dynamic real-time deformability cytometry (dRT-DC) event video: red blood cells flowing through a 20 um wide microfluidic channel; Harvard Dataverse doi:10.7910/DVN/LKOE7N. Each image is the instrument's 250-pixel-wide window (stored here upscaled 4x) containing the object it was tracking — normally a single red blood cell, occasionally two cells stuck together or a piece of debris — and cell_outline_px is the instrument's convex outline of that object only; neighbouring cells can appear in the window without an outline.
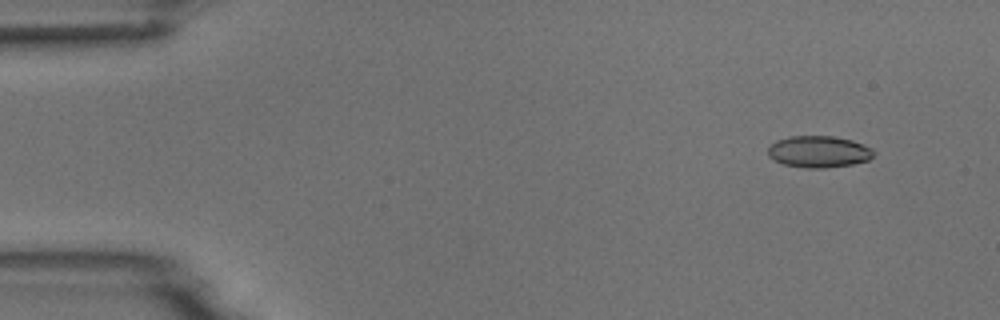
{"species": "common noctule bat (a hibernating species)", "species_latin": "Nyctalus noctula", "temperature_condition": "room temperature", "stored_images_in_passage": 4, "camera_frame_rate_fps": 3000, "um_per_image_px": 0.085, "animal": {"sex": "male", "body_mass_g": 18.8}, "frame": {"image": 1, "passage_image": 1, "time_ms": 0.0, "image_size_px": [1000, 320], "cell_outline_px": [[876, 152], [868, 160], [852, 164], [824, 168], [804, 168], [784, 164], [768, 156], [768, 148], [776, 140], [788, 136], [832, 136], [852, 140], [872, 148]], "centroid_in_image_um": [69.6, 12.89], "position_along_channel_um": 15.4, "area_um2": 19.48}}
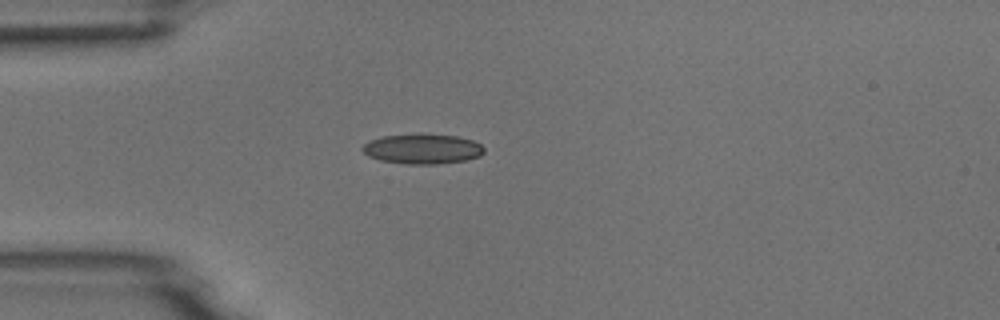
{"frame": {"image": 2, "passage_image": 4, "time_ms": 3.333, "image_size_px": [1000, 320], "cell_outline_px": [[484, 152], [480, 156], [464, 160], [436, 164], [408, 164], [380, 160], [368, 156], [360, 148], [368, 140], [380, 136], [420, 132], [456, 136], [472, 140], [480, 144], [484, 148]], "centroid_in_image_um": [35.87, 12.62], "position_along_channel_um": 49.1, "area_um2": 21.68}}